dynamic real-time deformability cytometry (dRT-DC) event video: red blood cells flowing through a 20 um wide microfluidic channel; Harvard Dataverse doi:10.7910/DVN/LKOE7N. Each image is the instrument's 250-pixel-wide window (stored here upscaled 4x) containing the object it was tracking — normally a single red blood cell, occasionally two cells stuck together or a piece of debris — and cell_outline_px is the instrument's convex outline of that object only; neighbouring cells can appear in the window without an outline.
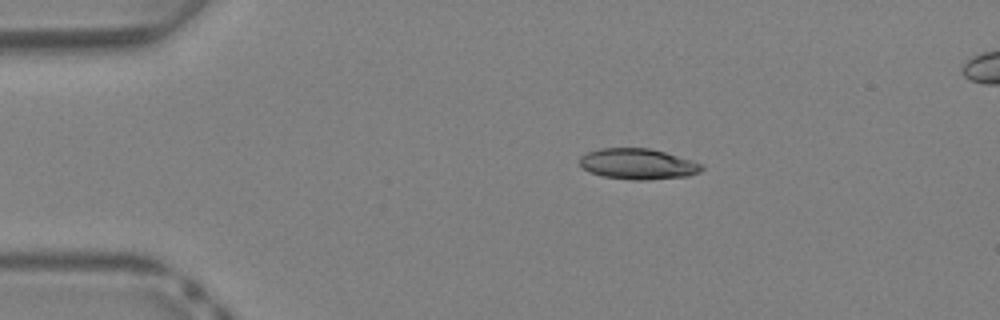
{"species": "Egyptian fruit bat (a non-hibernating species)", "species_latin": "Rousettus aegyptiacus", "temperature_condition": "warm", "stored_images_in_passage": 33, "camera_frame_rate_fps": 3000, "um_per_image_px": 0.085, "animal": {"sex": "female"}, "frame": {"image": 1, "passage_image": 1, "time_ms": 0.0, "image_size_px": [1000, 320], "cell_outline_px": [[704, 168], [700, 172], [688, 176], [648, 180], [632, 180], [604, 176], [592, 172], [584, 168], [580, 164], [580, 156], [588, 152], [600, 148], [648, 148], [664, 152], [704, 164]], "centroid_in_image_um": [54.25, 13.94], "position_along_channel_um": 30.7, "area_um2": 21.73}}
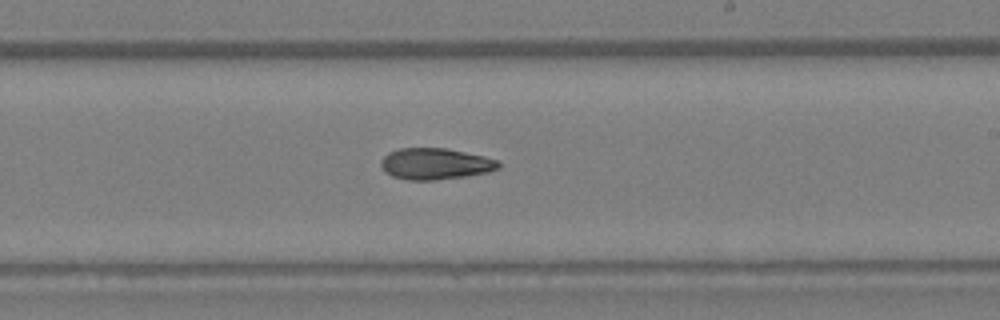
{"frame": {"image": 2, "passage_image": 17, "time_ms": 5.333, "image_size_px": [1000, 320], "cell_outline_px": [[500, 168], [488, 172], [464, 176], [432, 180], [408, 180], [392, 176], [384, 172], [380, 164], [380, 160], [388, 152], [400, 148], [448, 148], [484, 156], [500, 160]], "centroid_in_image_um": [36.99, 13.91], "position_along_channel_um": 252.0, "area_um2": 21.62}}
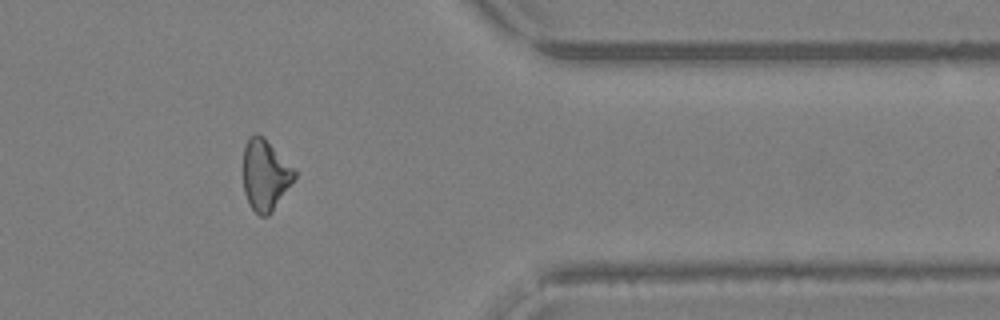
{"frame": {"image": 3, "passage_image": 26, "time_ms": 8.333, "image_size_px": [1000, 320], "cell_outline_px": [[296, 176], [272, 212], [268, 216], [260, 216], [248, 204], [244, 192], [244, 144], [248, 136], [256, 132], [264, 136], [296, 172]], "centroid_in_image_um": [22.51, 14.85], "position_along_channel_um": 388.9, "area_um2": 21.1}}